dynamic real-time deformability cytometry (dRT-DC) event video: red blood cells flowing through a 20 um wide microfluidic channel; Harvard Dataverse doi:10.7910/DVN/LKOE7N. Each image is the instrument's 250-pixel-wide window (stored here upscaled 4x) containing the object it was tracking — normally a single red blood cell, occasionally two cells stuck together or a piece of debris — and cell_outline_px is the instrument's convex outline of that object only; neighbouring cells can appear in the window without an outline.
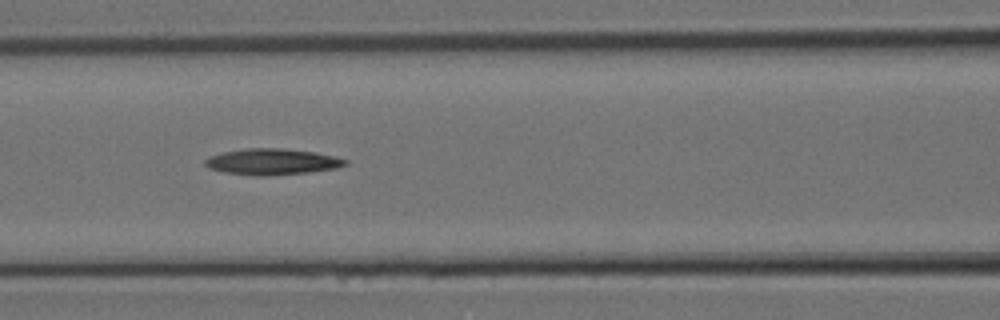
{"species": "Egyptian fruit bat (a non-hibernating species)", "species_latin": "Rousettus aegyptiacus", "temperature_condition": "room temperature", "stored_images_in_passage": 10, "camera_frame_rate_fps": 3000, "um_per_image_px": 0.085, "animal": {"sex": "female"}, "frame": {"image": 1, "passage_image": 9, "time_ms": 2.667, "image_size_px": [1000, 320], "cell_outline_px": [[348, 164], [336, 168], [308, 172], [260, 176], [224, 172], [208, 168], [204, 164], [204, 160], [208, 156], [224, 152], [248, 148], [284, 148], [316, 152], [348, 160]], "centroid_in_image_um": [23.11, 13.74], "position_along_channel_um": 143.5, "area_um2": 21.21}}
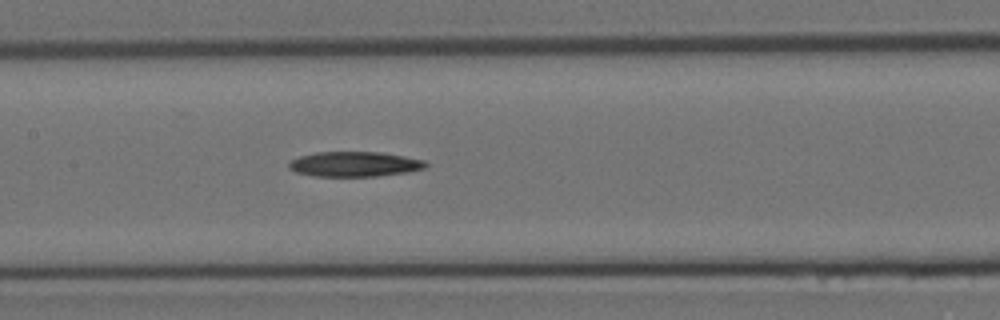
{"frame": {"image": 2, "passage_image": 10, "time_ms": 3.0, "image_size_px": [1000, 320], "cell_outline_px": [[428, 164], [424, 168], [408, 172], [376, 176], [312, 176], [296, 172], [288, 168], [288, 164], [292, 160], [300, 156], [316, 152], [380, 152], [404, 156], [424, 160]], "centroid_in_image_um": [30.12, 13.95], "position_along_channel_um": 177.3, "area_um2": 19.88}}